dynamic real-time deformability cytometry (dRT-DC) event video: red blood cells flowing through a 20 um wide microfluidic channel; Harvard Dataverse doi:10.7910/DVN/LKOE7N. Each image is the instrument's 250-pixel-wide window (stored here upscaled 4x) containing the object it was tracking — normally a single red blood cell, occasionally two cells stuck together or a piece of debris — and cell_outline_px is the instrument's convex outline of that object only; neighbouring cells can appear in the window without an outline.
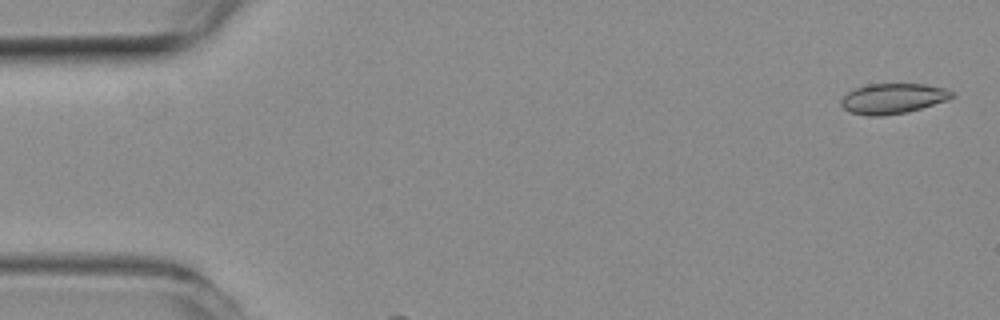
{"species": "common noctule bat (a hibernating species)", "species_latin": "Nyctalus noctula", "temperature_condition": "room temperature", "stored_images_in_passage": 37, "camera_frame_rate_fps": 3000, "um_per_image_px": 0.085, "animal": {"sex": "female", "body_mass_g": 19.3, "forearm_length_mm": 54.1}, "frame": {"image": 1, "passage_image": 2, "time_ms": 0.333, "image_size_px": [1000, 320], "cell_outline_px": [[956, 96], [948, 100], [908, 112], [880, 116], [868, 116], [848, 112], [840, 104], [840, 100], [852, 88], [868, 84], [924, 84], [944, 88], [956, 92]], "centroid_in_image_um": [75.9, 8.37], "position_along_channel_um": 9.1, "area_um2": 19.83}}